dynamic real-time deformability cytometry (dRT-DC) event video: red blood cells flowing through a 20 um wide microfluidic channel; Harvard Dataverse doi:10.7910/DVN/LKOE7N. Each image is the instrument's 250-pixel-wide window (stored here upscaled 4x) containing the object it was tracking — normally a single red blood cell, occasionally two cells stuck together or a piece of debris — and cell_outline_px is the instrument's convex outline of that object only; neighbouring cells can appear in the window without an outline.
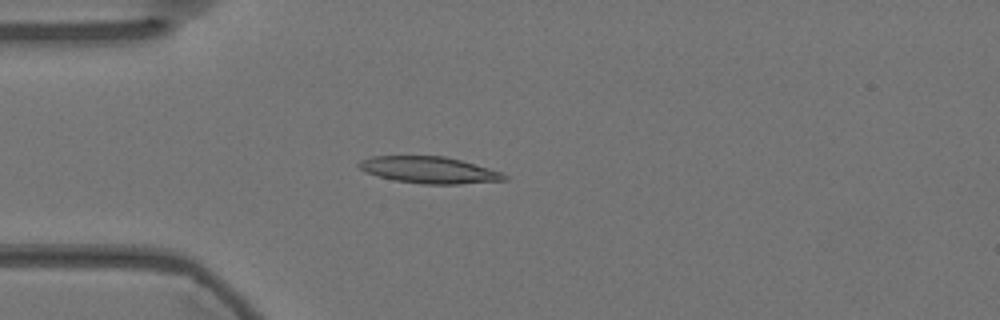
{"species": "Egyptian fruit bat (a non-hibernating species)", "species_latin": "Rousettus aegyptiacus", "temperature_condition": "warm", "stored_images_in_passage": 47, "camera_frame_rate_fps": 3000, "um_per_image_px": 0.085, "animal": {"sex": "female"}, "frame": {"image": 1, "passage_image": 6, "time_ms": 1.667, "image_size_px": [1000, 320], "cell_outline_px": [[508, 180], [460, 184], [420, 184], [396, 180], [364, 172], [356, 164], [360, 160], [372, 156], [444, 156], [460, 160], [488, 168], [500, 172], [508, 176]], "centroid_in_image_um": [36.47, 14.45], "position_along_channel_um": 48.5, "area_um2": 22.48}}
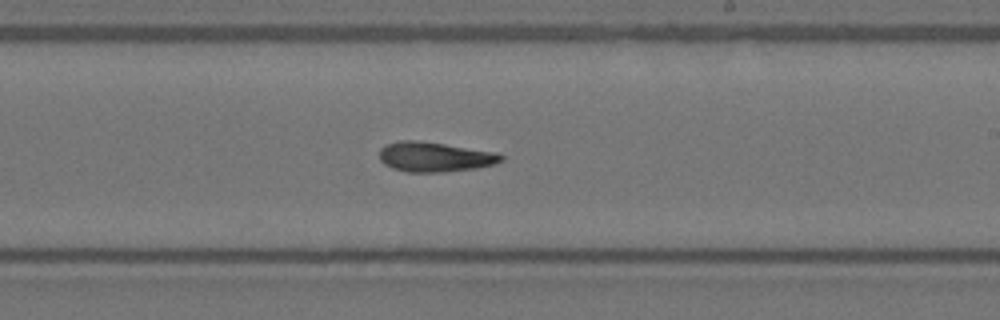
{"frame": {"image": 2, "passage_image": 24, "time_ms": 7.667, "image_size_px": [1000, 320], "cell_outline_px": [[504, 160], [496, 164], [476, 168], [440, 172], [408, 172], [392, 168], [384, 164], [380, 160], [380, 148], [384, 144], [400, 140], [420, 140], [496, 152], [504, 156]], "centroid_in_image_um": [36.95, 13.32], "position_along_channel_um": 252.1, "area_um2": 21.33}}
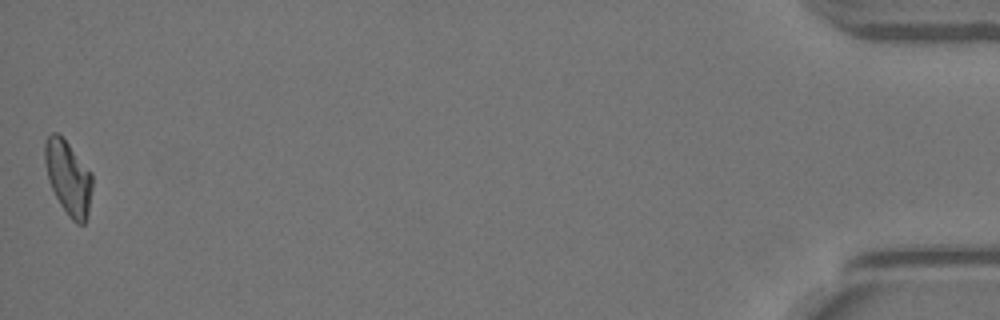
{"frame": {"image": 3, "passage_image": 47, "time_ms": 15.333, "image_size_px": [1000, 320], "cell_outline_px": [[92, 188], [88, 216], [84, 224], [76, 224], [68, 216], [60, 204], [52, 188], [44, 164], [44, 140], [52, 132], [56, 132], [68, 144], [92, 172]], "centroid_in_image_um": [5.81, 15.12], "position_along_channel_um": 429.4, "area_um2": 20.46}, "authors_computed_cell_mechanics": {"area_um2": 20.7502, "velocity_mm_per_s": 3.5777, "shape_relaxation_time_tau1_ms": null, "shape_relaxation_time_tau2_ms": 7.7399, "deformation_change_tau1": null, "deformation_change_tau2": 0.1685}}